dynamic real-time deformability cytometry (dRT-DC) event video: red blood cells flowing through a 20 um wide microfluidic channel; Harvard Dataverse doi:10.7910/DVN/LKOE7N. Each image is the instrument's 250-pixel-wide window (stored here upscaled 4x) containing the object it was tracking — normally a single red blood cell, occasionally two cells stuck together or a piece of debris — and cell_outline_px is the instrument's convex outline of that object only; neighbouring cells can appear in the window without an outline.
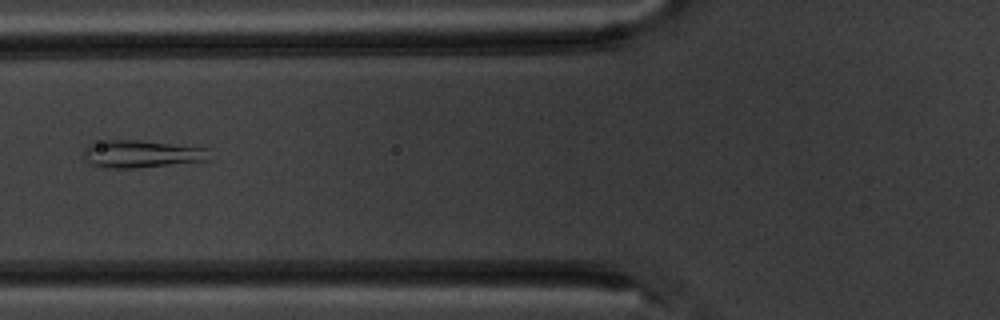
{"species": "common noctule bat (a hibernating species)", "species_latin": "Nyctalus noctula", "temperature_condition": "warm", "stored_images_in_passage": 7, "camera_frame_rate_fps": 3000, "um_per_image_px": 0.085, "animal": {"sex": "male", "body_mass_g": 20.1, "forearm_length_mm": 53.5}, "frame": {"image": 1, "passage_image": 6, "time_ms": 6.667, "image_size_px": [1000, 320], "cell_outline_px": [[212, 160], [136, 168], [104, 168], [92, 164], [88, 160], [84, 152], [84, 148], [88, 144], [108, 140], [140, 140], [208, 148]], "centroid_in_image_um": [12.09, 13.08], "position_along_channel_um": 113.7, "area_um2": 20.17}}